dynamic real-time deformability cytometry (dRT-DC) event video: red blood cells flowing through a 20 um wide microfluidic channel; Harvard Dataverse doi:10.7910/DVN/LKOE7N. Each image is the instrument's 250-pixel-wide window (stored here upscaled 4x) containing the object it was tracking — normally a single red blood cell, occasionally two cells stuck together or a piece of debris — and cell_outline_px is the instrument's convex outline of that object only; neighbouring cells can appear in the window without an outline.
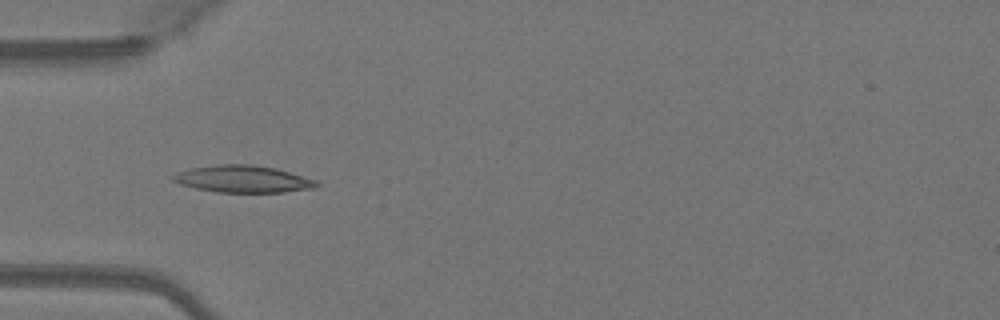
{"species": "Egyptian fruit bat (a non-hibernating species)", "species_latin": "Rousettus aegyptiacus", "temperature_condition": "warm", "stored_images_in_passage": 50, "camera_frame_rate_fps": 3000, "um_per_image_px": 0.085, "animal": {"sex": "female"}, "frame": {"image": 1, "passage_image": 16, "time_ms": 5.0, "image_size_px": [1000, 320], "cell_outline_px": [[320, 184], [316, 188], [284, 192], [216, 192], [196, 188], [180, 184], [172, 180], [172, 176], [180, 172], [192, 168], [220, 164], [252, 164], [276, 168], [316, 180]], "centroid_in_image_um": [20.69, 15.22], "position_along_channel_um": 64.3, "area_um2": 22.48}}
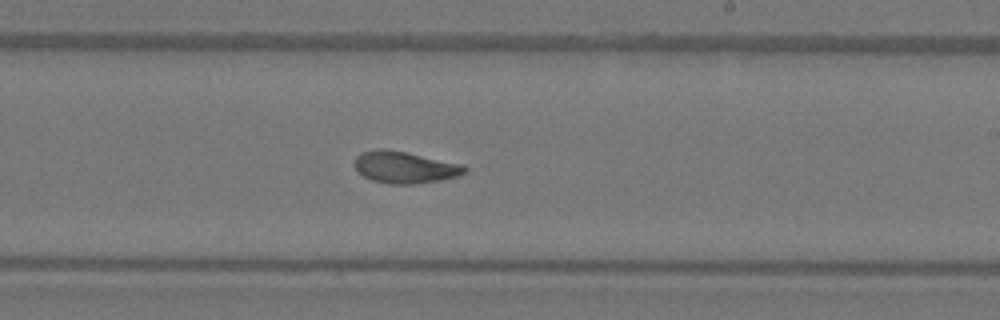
{"frame": {"image": 2, "passage_image": 30, "time_ms": 9.667, "image_size_px": [1000, 320], "cell_outline_px": [[468, 172], [456, 176], [440, 180], [416, 184], [388, 184], [372, 180], [356, 172], [352, 164], [356, 156], [360, 152], [380, 148], [408, 152], [464, 164], [468, 168]], "centroid_in_image_um": [34.39, 14.21], "position_along_channel_um": 254.6, "area_um2": 20.87}}
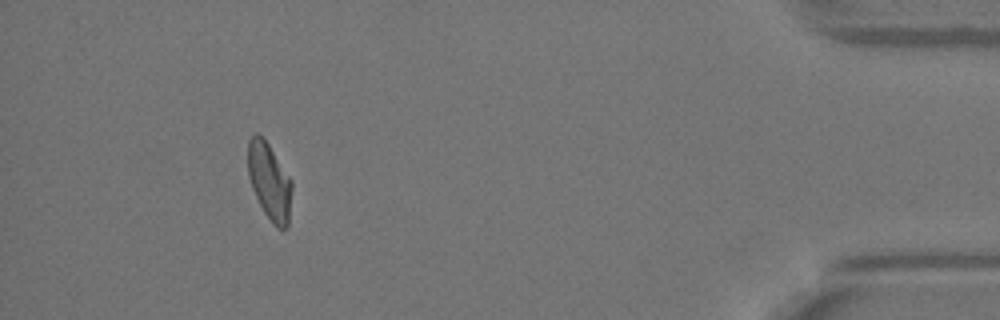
{"frame": {"image": 3, "passage_image": 46, "time_ms": 15.0, "image_size_px": [1000, 320], "cell_outline_px": [[292, 188], [288, 228], [276, 228], [272, 224], [264, 212], [252, 188], [248, 176], [248, 140], [256, 132], [268, 144], [292, 180]], "centroid_in_image_um": [22.91, 15.45], "position_along_channel_um": 412.3, "area_um2": 19.59}, "authors_computed_cell_mechanics": {"area_um2": 20.3167, "velocity_mm_per_s": 4.0805, "shape_relaxation_time_tau1_ms": 4.3187, "shape_relaxation_time_tau2_ms": 1.496, "deformation_change_tau1": 0.1717, "deformation_change_tau2": 0.0714}}